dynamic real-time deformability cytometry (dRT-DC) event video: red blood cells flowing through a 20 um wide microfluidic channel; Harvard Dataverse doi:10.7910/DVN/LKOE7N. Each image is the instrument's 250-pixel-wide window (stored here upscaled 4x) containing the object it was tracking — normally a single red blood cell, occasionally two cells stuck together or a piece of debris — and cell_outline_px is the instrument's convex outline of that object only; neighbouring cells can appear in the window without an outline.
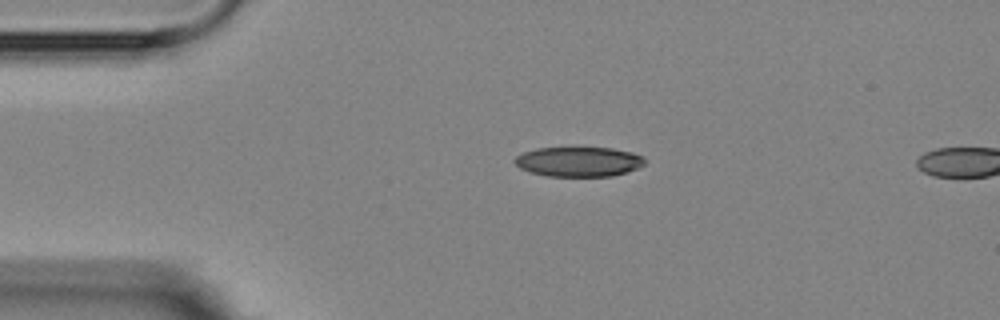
{"species": "Egyptian fruit bat (a non-hibernating species)", "species_latin": "Rousettus aegyptiacus", "temperature_condition": "room temperature", "stored_images_in_passage": 2, "camera_frame_rate_fps": 3000, "um_per_image_px": 0.085, "animal": {"sex": "female"}, "frame": {"image": 1, "passage_image": 1, "time_ms": 0.0, "image_size_px": [1000, 320], "cell_outline_px": [[644, 164], [636, 168], [612, 176], [548, 176], [528, 172], [520, 168], [512, 160], [516, 156], [524, 152], [536, 148], [612, 148], [632, 152], [640, 156], [644, 160]], "centroid_in_image_um": [49.13, 13.74], "position_along_channel_um": 35.9, "area_um2": 22.37}}